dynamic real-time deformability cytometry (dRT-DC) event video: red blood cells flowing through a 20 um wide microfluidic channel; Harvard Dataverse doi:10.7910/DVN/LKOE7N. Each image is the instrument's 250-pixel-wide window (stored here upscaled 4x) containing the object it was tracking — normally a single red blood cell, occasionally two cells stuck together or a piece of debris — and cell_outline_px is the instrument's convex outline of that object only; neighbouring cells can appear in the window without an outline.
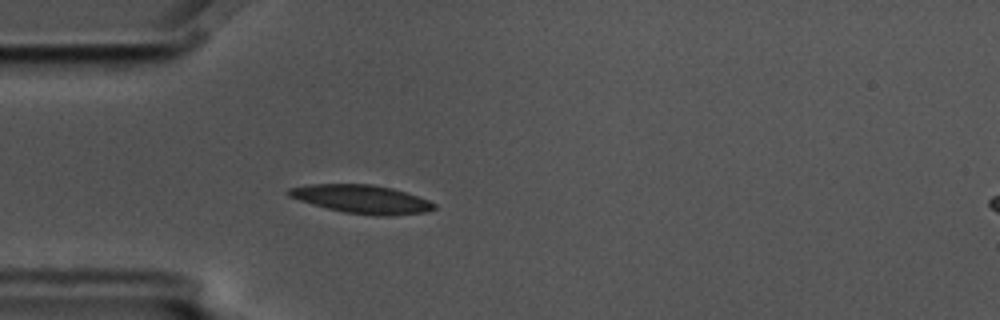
{"species": "common noctule bat (a hibernating species)", "species_latin": "Nyctalus noctula", "temperature_condition": "cold", "stored_images_in_passage": 5, "segment_of_instrument_passage": [1, 2], "camera_frame_rate_fps": 3000, "um_per_image_px": 0.085, "animal": {"sex": "male", "body_mass_g": 17.5, "forearm_length_mm": 52.3}, "frame": {"image": 1, "passage_image": 4, "time_ms": 1.0, "image_size_px": [1000, 320], "cell_outline_px": [[436, 208], [428, 212], [388, 216], [376, 216], [344, 212], [312, 204], [288, 196], [284, 192], [288, 188], [308, 184], [372, 184], [392, 188], [428, 200], [436, 204]], "centroid_in_image_um": [30.73, 16.93], "position_along_channel_um": 54.3, "area_um2": 24.1}}